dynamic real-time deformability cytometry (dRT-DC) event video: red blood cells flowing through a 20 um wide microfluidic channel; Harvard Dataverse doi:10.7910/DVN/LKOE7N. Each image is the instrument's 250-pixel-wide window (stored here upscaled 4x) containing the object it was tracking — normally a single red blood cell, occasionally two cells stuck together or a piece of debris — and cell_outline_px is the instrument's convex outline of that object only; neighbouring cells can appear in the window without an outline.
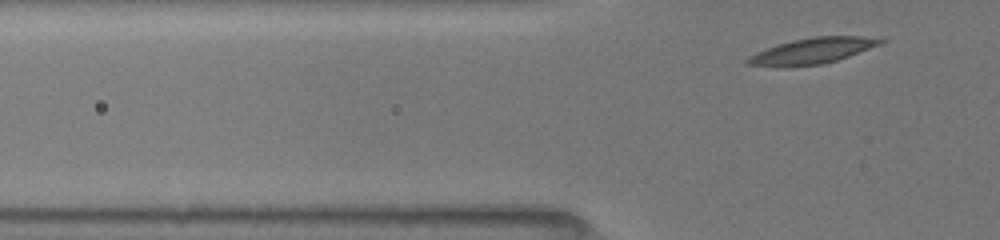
{"species": "common noctule bat (a hibernating species)", "species_latin": "Nyctalus noctula", "temperature_condition": "room temperature", "stored_images_in_passage": 4, "camera_frame_rate_fps": 3000, "um_per_image_px": 0.085, "animal": {"sex": "female", "body_mass_g": 19.5, "forearm_length_mm": 54.1}, "frame": {"image": 1, "passage_image": 4, "time_ms": 2.667, "image_size_px": [1000, 240], "cell_outline_px": [[884, 40], [880, 44], [848, 56], [836, 60], [820, 64], [784, 68], [776, 68], [748, 64], [744, 60], [748, 56], [756, 52], [792, 40], [812, 36], [860, 36]], "centroid_in_image_um": [68.94, 4.35], "position_along_channel_um": 56.9, "area_um2": 19.88}}